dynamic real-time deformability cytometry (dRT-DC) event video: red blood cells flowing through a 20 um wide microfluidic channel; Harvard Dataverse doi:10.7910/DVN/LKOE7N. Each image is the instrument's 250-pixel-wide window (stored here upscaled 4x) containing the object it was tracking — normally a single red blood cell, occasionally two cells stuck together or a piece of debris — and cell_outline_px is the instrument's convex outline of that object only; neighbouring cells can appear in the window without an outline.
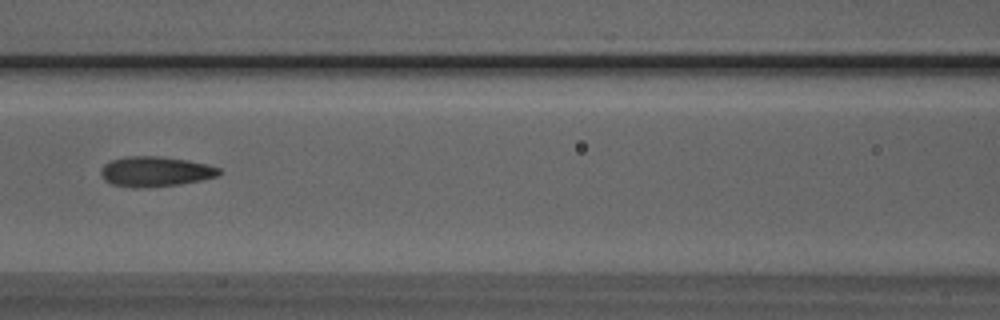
{"species": "Egyptian fruit bat (a non-hibernating species)", "species_latin": "Rousettus aegyptiacus", "temperature_condition": "room temperature", "stored_images_in_passage": 6, "camera_frame_rate_fps": 3000, "um_per_image_px": 0.085, "animal": {"sex": "male"}, "frame": {"image": 1, "passage_image": 6, "time_ms": 1.667, "image_size_px": [1000, 320], "cell_outline_px": [[220, 172], [216, 176], [200, 180], [180, 184], [140, 188], [132, 188], [112, 184], [104, 180], [100, 176], [100, 168], [104, 164], [112, 160], [124, 156], [160, 156], [188, 160], [208, 164], [220, 168]], "centroid_in_image_um": [13.15, 14.58], "position_along_channel_um": 153.4, "area_um2": 20.87}}